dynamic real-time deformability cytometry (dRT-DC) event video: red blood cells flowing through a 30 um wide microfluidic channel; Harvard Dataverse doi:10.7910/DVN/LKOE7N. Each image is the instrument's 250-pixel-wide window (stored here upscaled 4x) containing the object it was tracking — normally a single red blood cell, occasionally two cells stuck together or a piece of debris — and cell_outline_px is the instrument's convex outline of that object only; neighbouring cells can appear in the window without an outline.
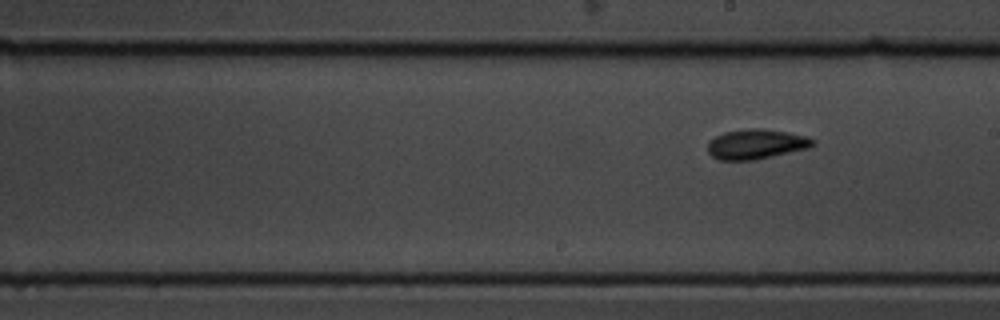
{"species": "common noctule bat (a hibernating species)", "species_latin": "Nyctalus noctula", "temperature_condition": "cold", "stored_images_in_passage": 11, "segment_of_instrument_passage": [2, 2], "camera_frame_rate_fps": 3000, "um_per_image_px": 0.085, "animal": {"sex": "male", "body_mass_g": 19.5, "forearm_length_mm": 54.6}, "frame": {"image": 1, "passage_image": 11, "time_ms": 3.333, "image_size_px": [1000, 320], "cell_outline_px": [[816, 144], [808, 148], [756, 160], [720, 160], [712, 156], [708, 152], [708, 140], [724, 132], [748, 128], [760, 128], [788, 132], [808, 136], [816, 140]], "centroid_in_image_um": [64.29, 12.24], "position_along_channel_um": 224.7, "area_um2": 18.5}}